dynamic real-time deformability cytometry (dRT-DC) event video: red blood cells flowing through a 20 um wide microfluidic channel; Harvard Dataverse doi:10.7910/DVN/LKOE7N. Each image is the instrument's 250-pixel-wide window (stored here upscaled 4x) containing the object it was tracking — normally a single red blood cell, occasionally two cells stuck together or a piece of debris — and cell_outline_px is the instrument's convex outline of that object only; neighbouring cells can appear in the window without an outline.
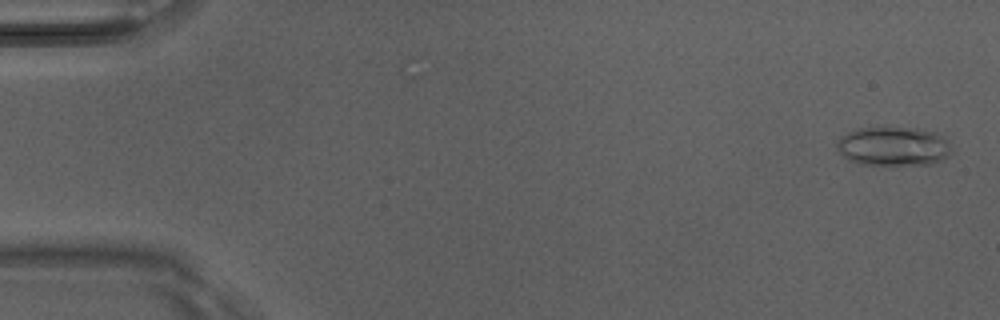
{"species": "Egyptian fruit bat (a non-hibernating species)", "species_latin": "Rousettus aegyptiacus", "temperature_condition": "room temperature", "stored_images_in_passage": 5, "camera_frame_rate_fps": 3000, "um_per_image_px": 0.085, "animal": {"sex": "male"}, "frame": {"image": 1, "passage_image": 1, "time_ms": 0.0, "image_size_px": [1000, 320], "cell_outline_px": [[948, 156], [932, 164], [860, 164], [848, 160], [836, 148], [836, 144], [840, 136], [848, 132], [860, 128], [916, 128], [936, 132], [944, 136], [948, 140]], "centroid_in_image_um": [75.91, 12.43], "position_along_channel_um": 9.1, "area_um2": 25.84}}
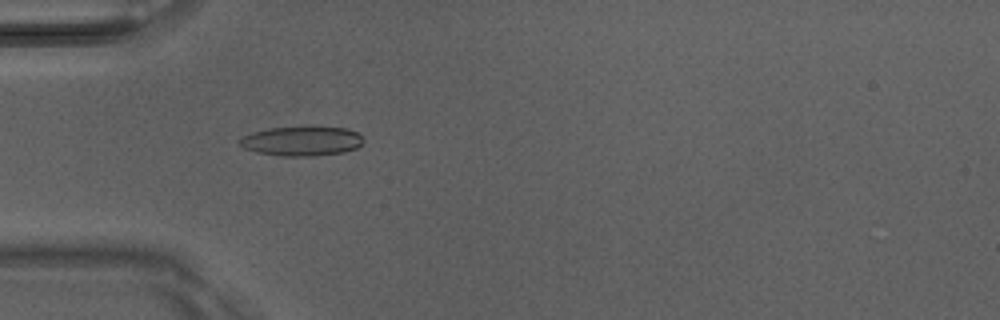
{"frame": {"image": 2, "passage_image": 5, "time_ms": 1.333, "image_size_px": [1000, 320], "cell_outline_px": [[364, 140], [356, 148], [344, 152], [312, 156], [284, 156], [256, 152], [244, 148], [236, 140], [252, 132], [268, 128], [348, 128], [356, 132]], "centroid_in_image_um": [25.61, 12.01], "position_along_channel_um": 59.4, "area_um2": 20.87}}